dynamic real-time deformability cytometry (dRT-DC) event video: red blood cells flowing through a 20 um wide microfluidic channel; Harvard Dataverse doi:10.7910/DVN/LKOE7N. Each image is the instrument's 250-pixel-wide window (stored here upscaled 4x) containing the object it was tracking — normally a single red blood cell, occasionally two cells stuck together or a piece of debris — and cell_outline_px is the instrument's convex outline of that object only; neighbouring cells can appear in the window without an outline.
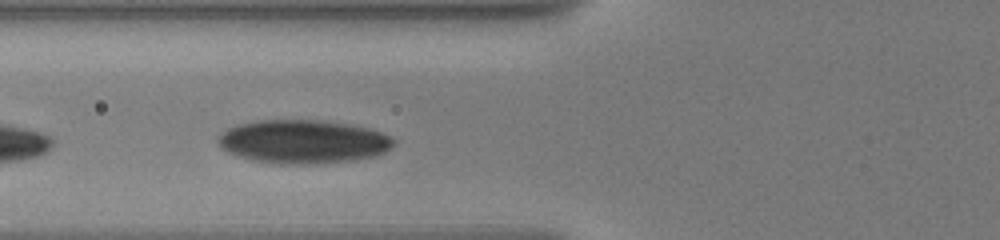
{"species": "human", "species_latin": "Homo sapiens", "temperature_condition": "warm", "stored_images_in_passage": 36, "camera_frame_rate_fps": 3000, "um_per_image_px": 0.085, "donor": {"sex": "male"}, "frame": {"image": 1, "passage_image": 6, "time_ms": 3.0, "image_size_px": [1000, 240], "cell_outline_px": [[396, 144], [392, 148], [384, 152], [372, 156], [352, 160], [312, 164], [280, 164], [252, 160], [228, 152], [220, 148], [216, 140], [216, 136], [228, 128], [236, 124], [260, 120], [320, 120], [352, 124], [368, 128], [392, 136], [396, 140]], "centroid_in_image_um": [25.75, 12.03], "position_along_channel_um": 100.0, "area_um2": 44.91}}
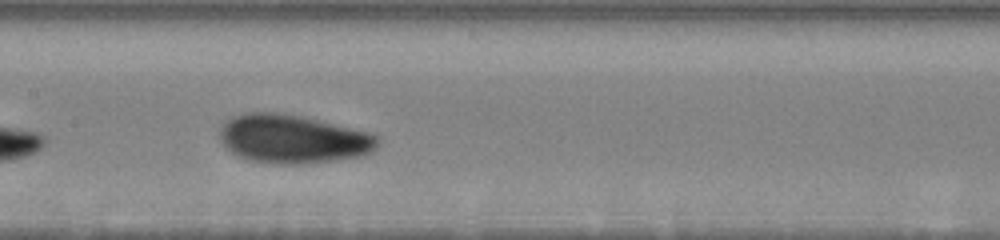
{"frame": {"image": 2, "passage_image": 10, "time_ms": 5.333, "image_size_px": [1000, 240], "cell_outline_px": [[380, 144], [372, 152], [364, 156], [336, 160], [300, 164], [276, 164], [248, 160], [236, 156], [224, 148], [220, 136], [220, 128], [232, 116], [244, 112], [276, 112], [304, 116], [368, 132], [380, 136]], "centroid_in_image_um": [24.91, 11.82], "position_along_channel_um": 182.5, "area_um2": 45.37}}
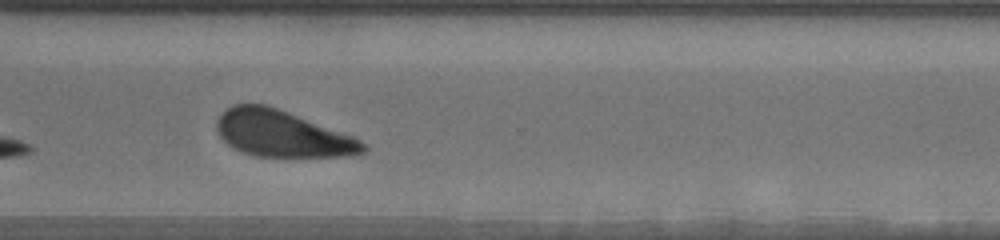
{"frame": {"image": 3, "passage_image": 24, "time_ms": 10.0, "image_size_px": [1000, 240], "cell_outline_px": [[368, 148], [364, 152], [348, 156], [256, 156], [244, 152], [228, 144], [220, 136], [216, 128], [216, 124], [220, 116], [232, 104], [264, 104], [276, 108], [356, 136], [368, 144]], "centroid_in_image_um": [24.05, 11.37], "position_along_channel_um": 346.6, "area_um2": 39.3}, "authors_computed_cell_mechanics": {"area_um2": 41.5582, "velocity_mm_per_s": 3.5248, "shape_relaxation_time_tau1_ms": 2.0721, "shape_relaxation_time_tau2_ms": null, "deformation_change_tau1": 0.0869, "deformation_change_tau2": null}}